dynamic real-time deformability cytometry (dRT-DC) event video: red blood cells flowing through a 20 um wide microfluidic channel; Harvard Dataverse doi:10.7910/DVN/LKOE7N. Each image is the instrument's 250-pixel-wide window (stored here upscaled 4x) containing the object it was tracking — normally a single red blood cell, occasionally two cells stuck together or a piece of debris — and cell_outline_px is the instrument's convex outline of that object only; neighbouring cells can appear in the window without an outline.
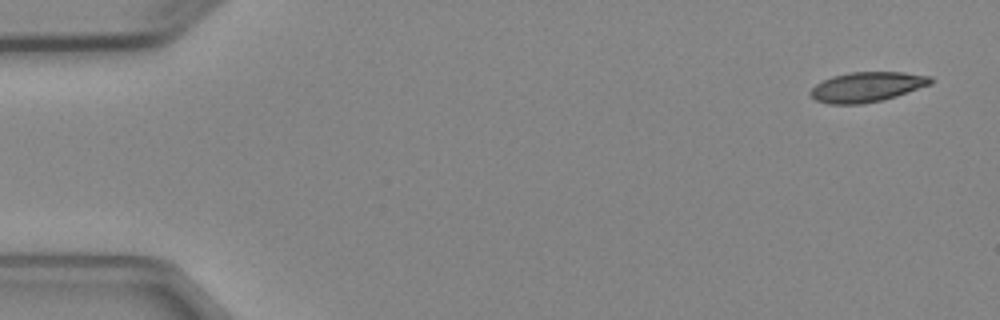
{"species": "Egyptian fruit bat (a non-hibernating species)", "species_latin": "Rousettus aegyptiacus", "temperature_condition": "cold", "stored_images_in_passage": 4, "camera_frame_rate_fps": 3000, "um_per_image_px": 0.085, "animal": {"sex": "female"}, "frame": {"image": 1, "passage_image": 1, "time_ms": 0.0, "image_size_px": [1000, 320], "cell_outline_px": [[932, 84], [896, 96], [880, 100], [860, 104], [828, 104], [816, 100], [808, 92], [816, 84], [832, 76], [852, 72], [904, 72], [932, 76]], "centroid_in_image_um": [73.7, 7.38], "position_along_channel_um": 11.3, "area_um2": 20.87}}
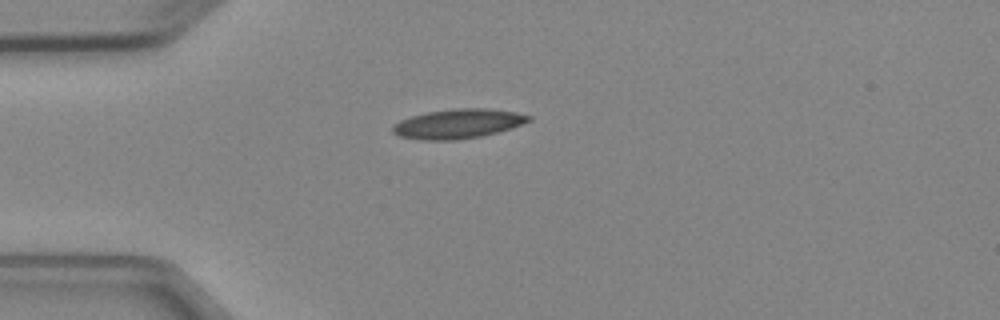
{"frame": {"image": 2, "passage_image": 4, "time_ms": 3.667, "image_size_px": [1000, 320], "cell_outline_px": [[532, 120], [524, 124], [512, 128], [480, 136], [456, 140], [420, 140], [400, 136], [392, 132], [392, 124], [400, 120], [412, 116], [428, 112], [456, 108], [488, 108], [516, 112], [532, 116]], "centroid_in_image_um": [38.95, 10.51], "position_along_channel_um": 46.1, "area_um2": 23.41}}